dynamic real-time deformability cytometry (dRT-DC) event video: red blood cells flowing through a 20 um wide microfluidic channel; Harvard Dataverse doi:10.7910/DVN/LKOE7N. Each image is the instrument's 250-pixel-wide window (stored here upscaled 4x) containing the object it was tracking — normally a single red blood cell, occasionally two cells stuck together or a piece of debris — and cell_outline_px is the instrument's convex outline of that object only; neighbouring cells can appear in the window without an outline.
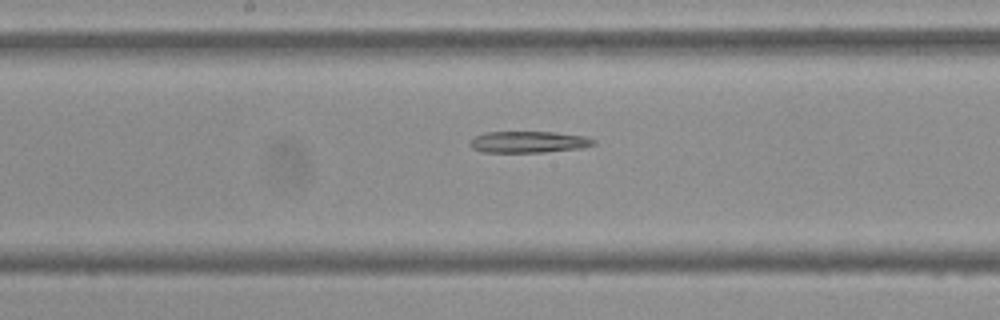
{"species": "Egyptian fruit bat (a non-hibernating species)", "species_latin": "Rousettus aegyptiacus", "temperature_condition": "cold", "stored_images_in_passage": 54, "segment_of_instrument_passage": [2, 2], "camera_frame_rate_fps": 3000, "um_per_image_px": 0.085, "frame": {"image": 1, "passage_image": 28, "time_ms": 9.0, "image_size_px": [1000, 320], "cell_outline_px": [[596, 144], [580, 148], [544, 152], [480, 152], [472, 148], [468, 144], [468, 140], [484, 132], [556, 132], [584, 136], [596, 140]], "centroid_in_image_um": [44.89, 12.06], "position_along_channel_um": 203.3, "area_um2": 15.61}}
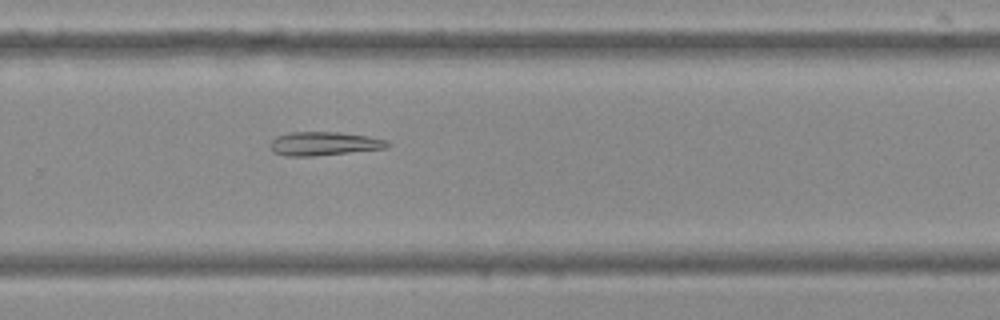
{"frame": {"image": 2, "passage_image": 36, "time_ms": 11.667, "image_size_px": [1000, 320], "cell_outline_px": [[392, 144], [388, 148], [312, 156], [284, 156], [272, 152], [268, 148], [268, 144], [276, 136], [288, 132], [340, 132], [368, 136], [388, 140]], "centroid_in_image_um": [27.51, 12.21], "position_along_channel_um": 302.3, "area_um2": 16.47}}
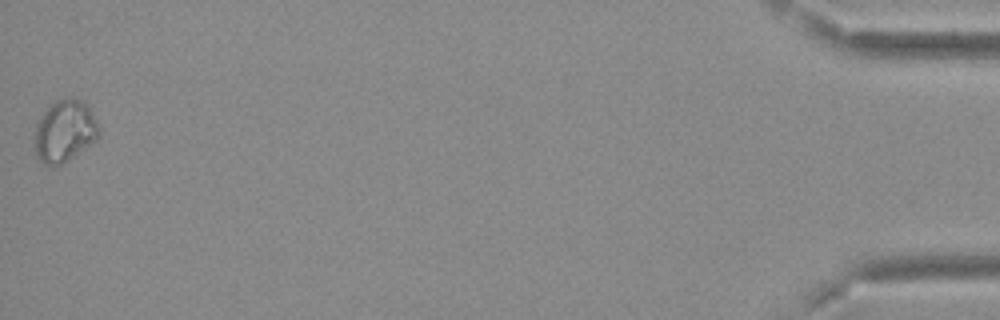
{"frame": {"image": 3, "passage_image": 54, "time_ms": 17.667, "image_size_px": [1000, 320], "cell_outline_px": [[100, 136], [96, 140], [64, 164], [52, 168], [44, 164], [36, 156], [36, 120], [56, 100], [68, 96], [72, 96], [88, 104], [100, 124]], "centroid_in_image_um": [5.54, 11.14], "position_along_channel_um": 429.7, "area_um2": 23.76}}